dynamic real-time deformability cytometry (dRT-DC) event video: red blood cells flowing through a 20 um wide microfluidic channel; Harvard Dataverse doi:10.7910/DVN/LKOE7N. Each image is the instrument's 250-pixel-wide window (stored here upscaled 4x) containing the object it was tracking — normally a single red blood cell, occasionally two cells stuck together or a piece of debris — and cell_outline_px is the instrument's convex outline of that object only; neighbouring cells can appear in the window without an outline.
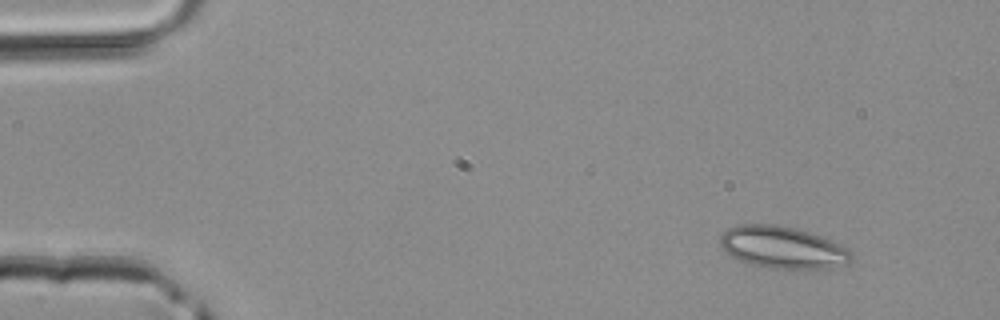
{"species": "common noctule bat (a hibernating species)", "species_latin": "Nyctalus noctula", "temperature_condition": "room temperature", "stored_images_in_passage": 3, "camera_frame_rate_fps": 3000, "um_per_image_px": 0.085, "animal": {"sex": "male", "body_mass_g": 20.4}, "frame": {"image": 1, "passage_image": 2, "time_ms": 0.333, "image_size_px": [1000, 320], "cell_outline_px": [[852, 260], [848, 264], [828, 268], [764, 268], [736, 260], [724, 252], [720, 244], [720, 236], [728, 228], [736, 224], [776, 224], [796, 228], [820, 236], [848, 248], [852, 252]], "centroid_in_image_um": [66.48, 21.03], "position_along_channel_um": 18.5, "area_um2": 32.43}}